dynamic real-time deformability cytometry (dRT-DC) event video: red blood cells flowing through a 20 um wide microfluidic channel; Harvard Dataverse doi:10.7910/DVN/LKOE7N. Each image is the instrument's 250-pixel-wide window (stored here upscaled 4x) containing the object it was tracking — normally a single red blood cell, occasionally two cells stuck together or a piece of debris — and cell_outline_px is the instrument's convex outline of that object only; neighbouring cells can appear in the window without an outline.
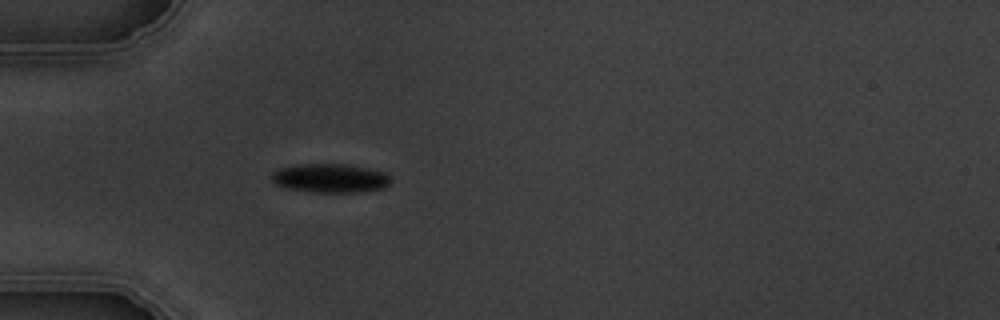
{"species": "common noctule bat (a hibernating species)", "species_latin": "Nyctalus noctula", "temperature_condition": "warm", "stored_images_in_passage": 5, "camera_frame_rate_fps": 3000, "um_per_image_px": 0.085, "animal": {"sex": "male", "body_mass_g": 19.5, "forearm_length_mm": 54.6}, "frame": {"image": 1, "passage_image": 5, "time_ms": 5.667, "image_size_px": [1000, 320], "cell_outline_px": [[388, 184], [384, 188], [356, 192], [316, 192], [288, 188], [276, 184], [272, 180], [272, 172], [280, 168], [296, 164], [348, 164], [368, 168], [384, 172], [388, 176]], "centroid_in_image_um": [28.04, 15.13], "position_along_channel_um": 57.0, "area_um2": 19.83}}